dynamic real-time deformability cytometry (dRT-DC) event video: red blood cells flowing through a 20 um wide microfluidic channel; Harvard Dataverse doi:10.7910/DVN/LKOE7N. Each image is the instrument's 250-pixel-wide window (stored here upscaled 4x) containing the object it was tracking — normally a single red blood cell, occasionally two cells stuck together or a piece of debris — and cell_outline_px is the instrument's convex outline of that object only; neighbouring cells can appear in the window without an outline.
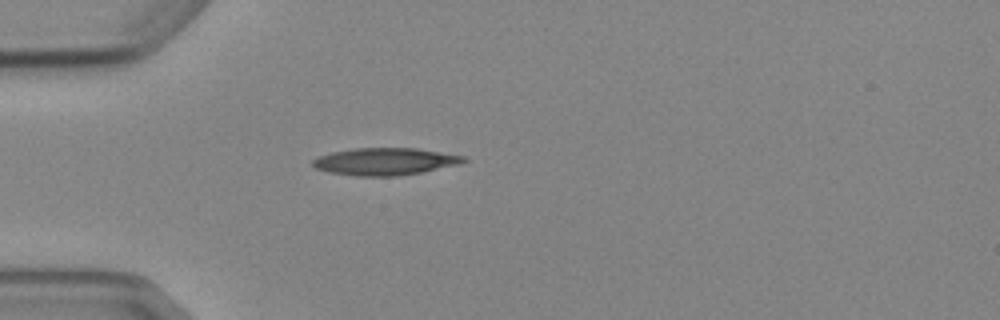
{"species": "Egyptian fruit bat (a non-hibernating species)", "species_latin": "Rousettus aegyptiacus", "temperature_condition": "cold", "stored_images_in_passage": 5, "camera_frame_rate_fps": 3000, "um_per_image_px": 0.085, "animal": {"sex": "female"}, "frame": {"image": 1, "passage_image": 5, "time_ms": 5.333, "image_size_px": [1000, 320], "cell_outline_px": [[468, 160], [460, 164], [420, 172], [396, 176], [356, 176], [328, 172], [316, 168], [312, 164], [312, 160], [320, 156], [332, 152], [356, 148], [416, 148], [464, 156]], "centroid_in_image_um": [32.72, 13.73], "position_along_channel_um": 52.3, "area_um2": 23.76}}